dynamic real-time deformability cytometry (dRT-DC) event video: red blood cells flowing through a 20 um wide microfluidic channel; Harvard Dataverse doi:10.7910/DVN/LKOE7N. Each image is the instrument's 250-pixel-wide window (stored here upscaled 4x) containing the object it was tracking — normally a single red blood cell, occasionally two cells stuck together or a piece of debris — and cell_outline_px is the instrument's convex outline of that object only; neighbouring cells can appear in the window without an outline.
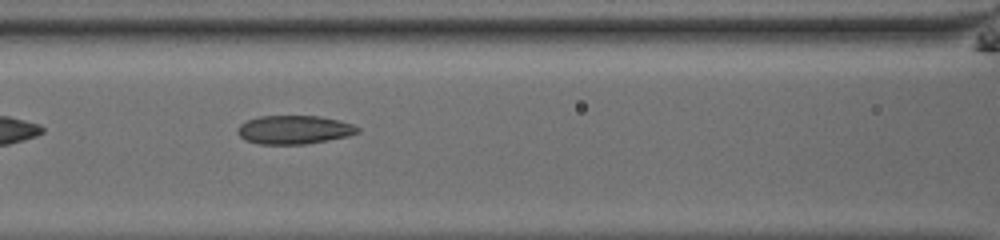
{"species": "common noctule bat (a hibernating species)", "species_latin": "Nyctalus noctula", "temperature_condition": "room temperature", "stored_images_in_passage": 32, "camera_frame_rate_fps": 3000, "um_per_image_px": 0.085, "animal": {"sex": "male", "body_mass_g": 13.0, "forearm_length_mm": 53.1}, "frame": {"image": 1, "passage_image": 8, "time_ms": 2.333, "image_size_px": [1000, 240], "cell_outline_px": [[360, 132], [348, 136], [308, 144], [260, 144], [244, 140], [236, 132], [236, 128], [240, 124], [248, 120], [260, 116], [320, 116], [340, 120], [352, 124], [360, 128]], "centroid_in_image_um": [25.0, 11.03], "position_along_channel_um": 141.6, "area_um2": 20.17}}
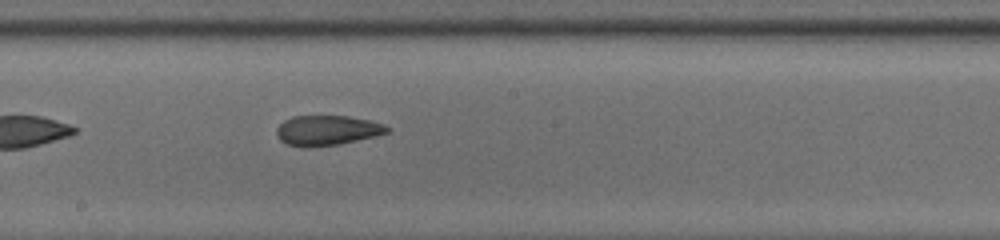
{"frame": {"image": 2, "passage_image": 14, "time_ms": 4.333, "image_size_px": [1000, 240], "cell_outline_px": [[392, 128], [388, 132], [340, 144], [308, 148], [288, 144], [280, 140], [276, 136], [276, 128], [284, 120], [292, 116], [348, 116], [368, 120], [384, 124]], "centroid_in_image_um": [27.77, 11.08], "position_along_channel_um": 220.4, "area_um2": 19.31}}
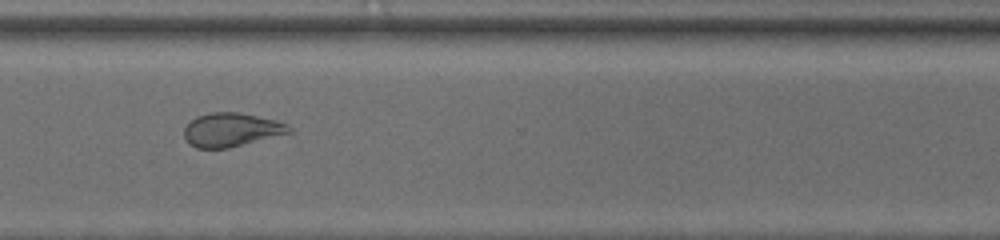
{"frame": {"image": 3, "passage_image": 24, "time_ms": 7.667, "image_size_px": [1000, 240], "cell_outline_px": [[292, 132], [228, 148], [196, 148], [188, 144], [184, 136], [184, 128], [196, 116], [212, 112], [236, 112], [276, 120], [288, 124], [292, 128]], "centroid_in_image_um": [19.65, 11.03], "position_along_channel_um": 351.0, "area_um2": 20.52}, "authors_computed_cell_mechanics": {"area_um2": 20.2011, "velocity_mm_per_s": 3.9319, "shape_relaxation_time_tau1_ms": null, "shape_relaxation_time_tau2_ms": 2.4304, "deformation_change_tau1": null, "deformation_change_tau2": 0.0886}}